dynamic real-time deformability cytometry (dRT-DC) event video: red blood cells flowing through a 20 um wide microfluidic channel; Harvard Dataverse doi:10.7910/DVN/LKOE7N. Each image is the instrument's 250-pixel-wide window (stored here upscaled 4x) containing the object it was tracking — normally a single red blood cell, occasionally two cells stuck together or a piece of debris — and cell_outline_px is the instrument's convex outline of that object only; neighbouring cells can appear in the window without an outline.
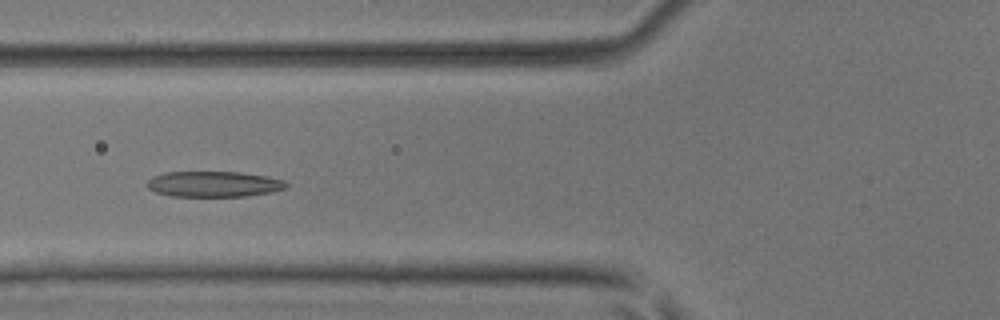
{"species": "common noctule bat (a hibernating species)", "species_latin": "Nyctalus noctula", "temperature_condition": "room temperature", "stored_images_in_passage": 40, "camera_frame_rate_fps": 3000, "um_per_image_px": 0.085, "animal": {"sex": "male", "body_mass_g": 17.9, "forearm_length_mm": 54.2}, "frame": {"image": 1, "passage_image": 13, "time_ms": 4.0, "image_size_px": [1000, 320], "cell_outline_px": [[288, 188], [272, 192], [248, 196], [172, 196], [156, 192], [148, 188], [148, 180], [152, 176], [164, 172], [240, 172], [268, 176], [284, 180], [288, 184]], "centroid_in_image_um": [18.21, 15.64], "position_along_channel_um": 107.6, "area_um2": 20.92}}
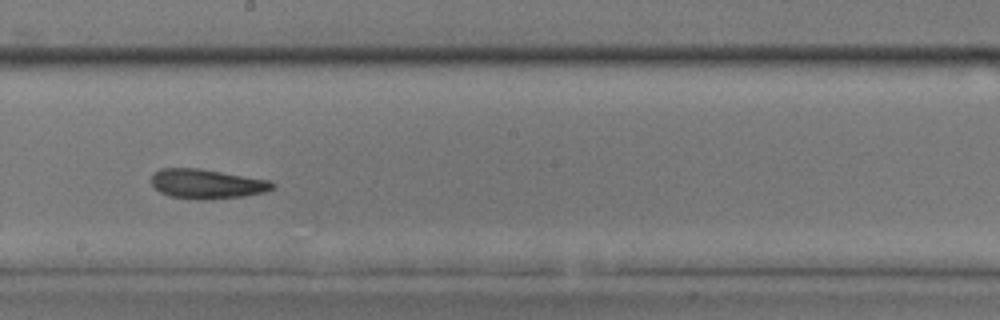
{"frame": {"image": 2, "passage_image": 22, "time_ms": 7.0, "image_size_px": [1000, 320], "cell_outline_px": [[276, 184], [272, 188], [264, 192], [244, 196], [204, 200], [168, 196], [160, 192], [152, 184], [152, 176], [160, 168], [200, 168], [268, 180]], "centroid_in_image_um": [17.57, 15.63], "position_along_channel_um": 230.6, "area_um2": 20.69}}
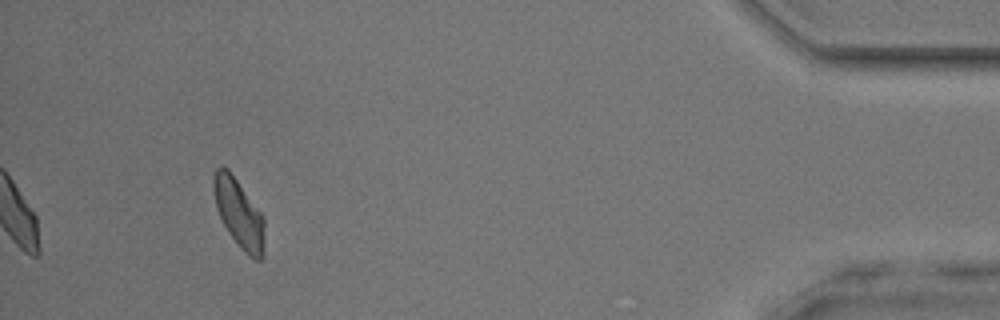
{"frame": {"image": 3, "passage_image": 40, "time_ms": 13.0, "image_size_px": [1000, 320], "cell_outline_px": [[264, 256], [260, 260], [256, 260], [244, 252], [240, 248], [228, 232], [216, 208], [212, 188], [212, 176], [216, 168], [220, 164], [228, 168], [264, 216]], "centroid_in_image_um": [20.29, 18.1], "position_along_channel_um": 414.9, "area_um2": 20.69}, "authors_computed_cell_mechanics": {"area_um2": 20.9236, "velocity_mm_per_s": 4.1262, "shape_relaxation_time_tau1_ms": 7.0899, "shape_relaxation_time_tau2_ms": 3.0748, "deformation_change_tau1": 0.2018, "deformation_change_tau2": 0.125}}